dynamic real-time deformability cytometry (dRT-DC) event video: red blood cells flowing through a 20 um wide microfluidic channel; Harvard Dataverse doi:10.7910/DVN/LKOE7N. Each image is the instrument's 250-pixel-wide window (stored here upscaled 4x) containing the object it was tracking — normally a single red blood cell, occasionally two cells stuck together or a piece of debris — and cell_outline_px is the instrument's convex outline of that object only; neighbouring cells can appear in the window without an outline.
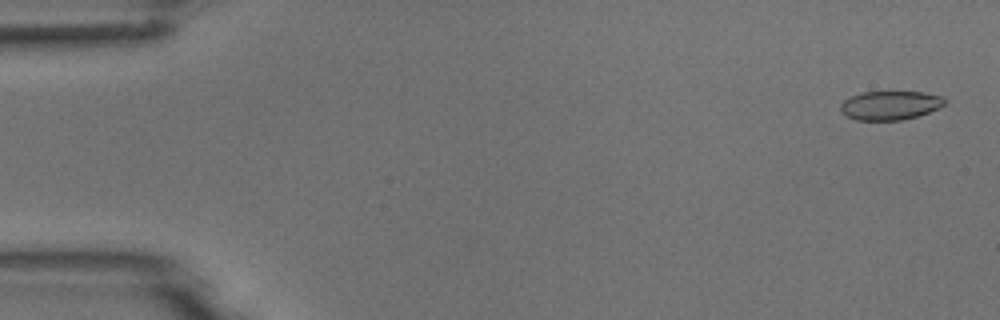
{"species": "common noctule bat (a hibernating species)", "species_latin": "Nyctalus noctula", "temperature_condition": "room temperature", "stored_images_in_passage": 53, "camera_frame_rate_fps": 3000, "um_per_image_px": 0.085, "animal": {"sex": "male", "body_mass_g": 18.8}, "frame": {"image": 1, "passage_image": 2, "time_ms": 0.333, "image_size_px": [1000, 320], "cell_outline_px": [[948, 100], [940, 108], [916, 116], [900, 120], [856, 120], [840, 112], [840, 104], [844, 100], [860, 92], [924, 92], [940, 96]], "centroid_in_image_um": [75.66, 8.95], "position_along_channel_um": 9.3, "area_um2": 17.51}}
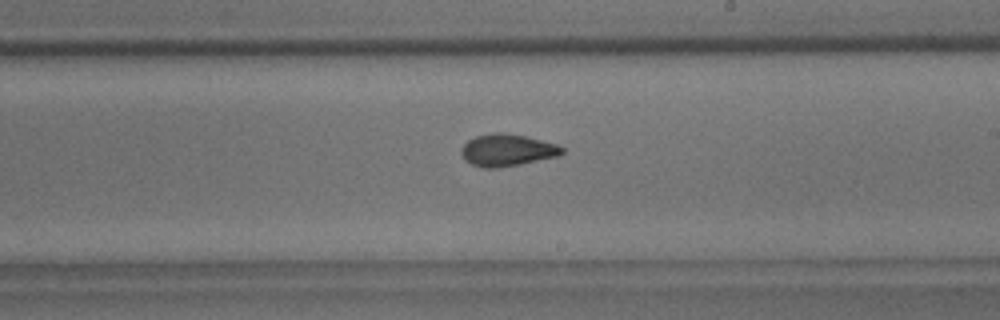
{"frame": {"image": 2, "passage_image": 31, "time_ms": 10.0, "image_size_px": [1000, 320], "cell_outline_px": [[564, 152], [560, 156], [500, 168], [480, 168], [464, 160], [460, 152], [464, 144], [468, 140], [476, 136], [496, 132], [504, 132], [524, 136], [556, 144], [564, 148]], "centroid_in_image_um": [43.1, 12.77], "position_along_channel_um": 245.9, "area_um2": 18.9}}
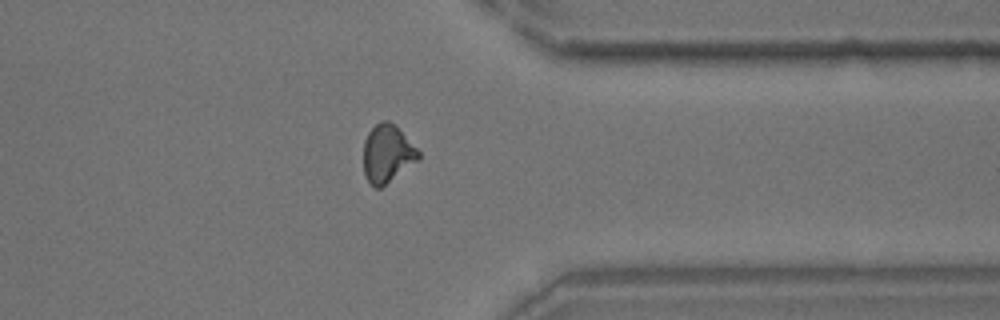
{"frame": {"image": 3, "passage_image": 42, "time_ms": 13.667, "image_size_px": [1000, 320], "cell_outline_px": [[420, 160], [380, 188], [376, 188], [368, 180], [364, 172], [364, 140], [368, 132], [380, 120], [388, 120], [420, 152]], "centroid_in_image_um": [32.91, 13.08], "position_along_channel_um": 378.5, "area_um2": 18.21}}